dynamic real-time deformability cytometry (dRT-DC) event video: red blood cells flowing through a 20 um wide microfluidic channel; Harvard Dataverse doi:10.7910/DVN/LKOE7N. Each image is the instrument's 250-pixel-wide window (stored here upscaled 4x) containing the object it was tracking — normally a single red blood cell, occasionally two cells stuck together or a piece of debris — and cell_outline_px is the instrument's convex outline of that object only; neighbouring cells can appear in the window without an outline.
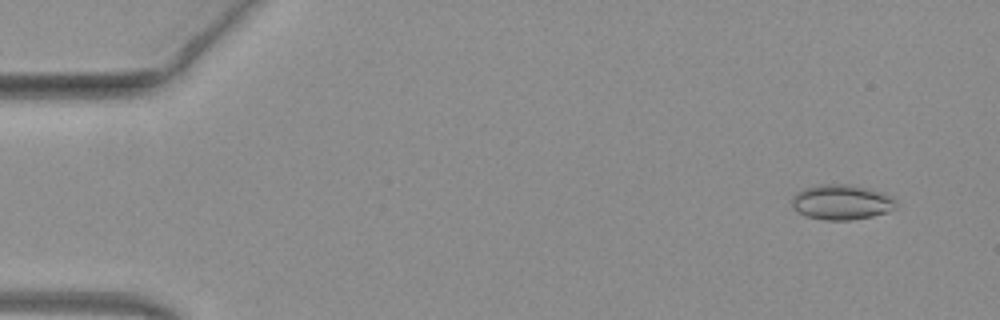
{"species": "common noctule bat (a hibernating species)", "species_latin": "Nyctalus noctula", "temperature_condition": "warm", "stored_images_in_passage": 51, "camera_frame_rate_fps": 3000, "um_per_image_px": 0.085, "animal": {"sex": "female", "body_mass_g": 19.3, "forearm_length_mm": 54.1}, "frame": {"image": 1, "passage_image": 4, "time_ms": 1.0, "image_size_px": [1000, 320], "cell_outline_px": [[896, 208], [872, 216], [848, 220], [824, 220], [808, 216], [792, 208], [792, 196], [796, 192], [804, 188], [820, 184], [848, 184], [868, 188], [880, 192], [896, 200]], "centroid_in_image_um": [71.49, 17.17], "position_along_channel_um": 13.5, "area_um2": 21.1}}
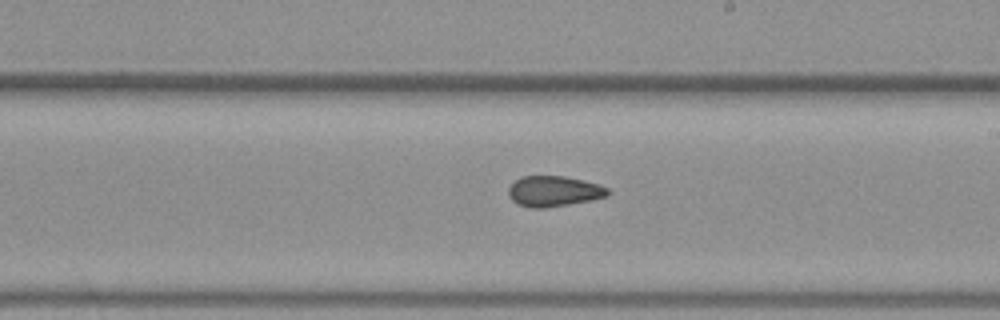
{"frame": {"image": 2, "passage_image": 30, "time_ms": 9.667, "image_size_px": [1000, 320], "cell_outline_px": [[612, 192], [608, 196], [592, 200], [544, 208], [528, 208], [516, 204], [508, 196], [508, 188], [520, 176], [564, 176], [600, 184], [608, 188]], "centroid_in_image_um": [47.08, 16.26], "position_along_channel_um": 241.9, "area_um2": 17.92}}
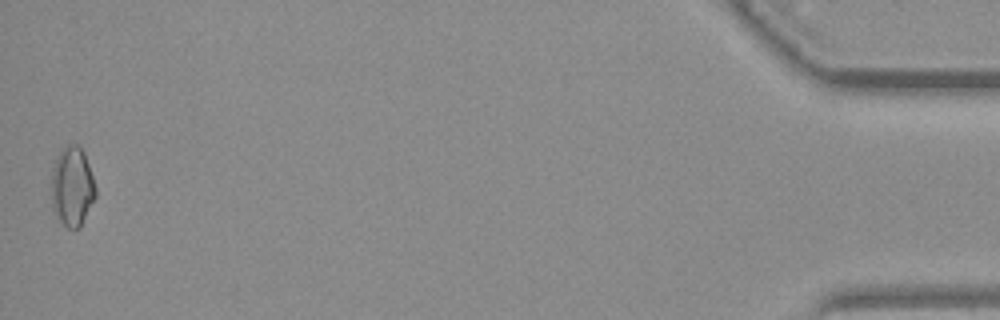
{"frame": {"image": 3, "passage_image": 51, "time_ms": 16.667, "image_size_px": [1000, 320], "cell_outline_px": [[96, 196], [80, 228], [68, 228], [56, 216], [52, 208], [52, 168], [60, 152], [68, 144], [76, 144], [84, 152], [96, 188]], "centroid_in_image_um": [6.14, 15.88], "position_along_channel_um": 429.1, "area_um2": 20.23}, "authors_computed_cell_mechanics": {"area_um2": 18.207, "velocity_mm_per_s": 4.0601, "shape_relaxation_time_tau1_ms": null, "shape_relaxation_time_tau2_ms": 1.6, "deformation_change_tau1": null, "deformation_change_tau2": 0.0678}}